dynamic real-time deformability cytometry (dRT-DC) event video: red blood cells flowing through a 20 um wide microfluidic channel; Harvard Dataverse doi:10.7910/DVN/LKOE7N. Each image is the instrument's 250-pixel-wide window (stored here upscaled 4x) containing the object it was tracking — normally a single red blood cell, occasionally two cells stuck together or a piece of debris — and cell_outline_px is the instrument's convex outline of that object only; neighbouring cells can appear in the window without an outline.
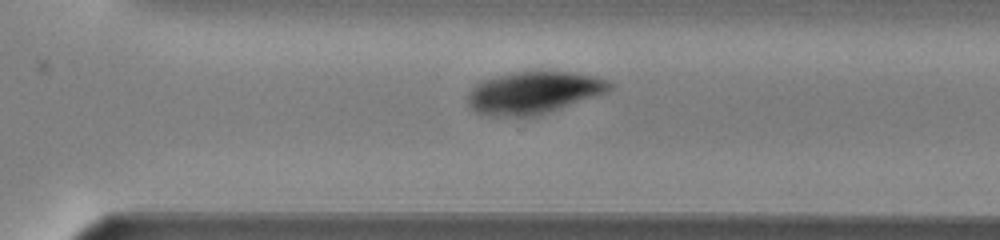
{"species": "common noctule bat (a hibernating species)", "species_latin": "Nyctalus noctula", "temperature_condition": "warm", "stored_images_in_passage": 32, "camera_frame_rate_fps": 3000, "um_per_image_px": 0.085, "animal": {"sex": "male", "body_mass_g": 13.0, "forearm_length_mm": 53.1}, "frame": {"image": 1, "passage_image": 25, "time_ms": 8.0, "image_size_px": [1000, 240], "cell_outline_px": [[616, 84], [608, 92], [536, 116], [488, 116], [476, 112], [468, 104], [468, 92], [476, 84], [492, 76], [540, 68], [572, 72], [592, 76], [608, 80]], "centroid_in_image_um": [45.37, 7.83], "position_along_channel_um": 325.2, "area_um2": 35.6}}
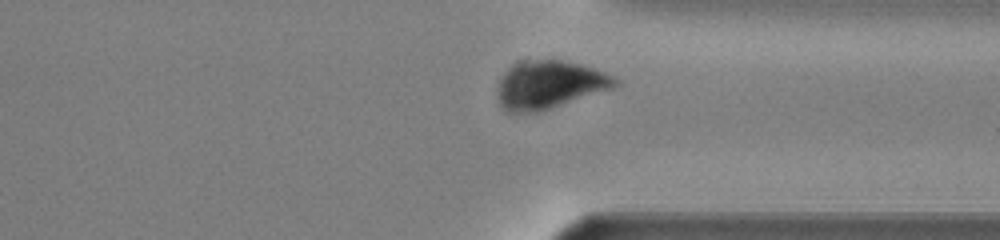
{"frame": {"image": 2, "passage_image": 28, "time_ms": 9.0, "image_size_px": [1000, 240], "cell_outline_px": [[620, 84], [612, 88], [540, 112], [508, 112], [500, 108], [496, 96], [496, 92], [500, 80], [504, 72], [512, 64], [520, 60], [560, 60], [580, 64], [616, 76], [620, 80]], "centroid_in_image_um": [46.66, 7.21], "position_along_channel_um": 364.7, "area_um2": 33.23}}